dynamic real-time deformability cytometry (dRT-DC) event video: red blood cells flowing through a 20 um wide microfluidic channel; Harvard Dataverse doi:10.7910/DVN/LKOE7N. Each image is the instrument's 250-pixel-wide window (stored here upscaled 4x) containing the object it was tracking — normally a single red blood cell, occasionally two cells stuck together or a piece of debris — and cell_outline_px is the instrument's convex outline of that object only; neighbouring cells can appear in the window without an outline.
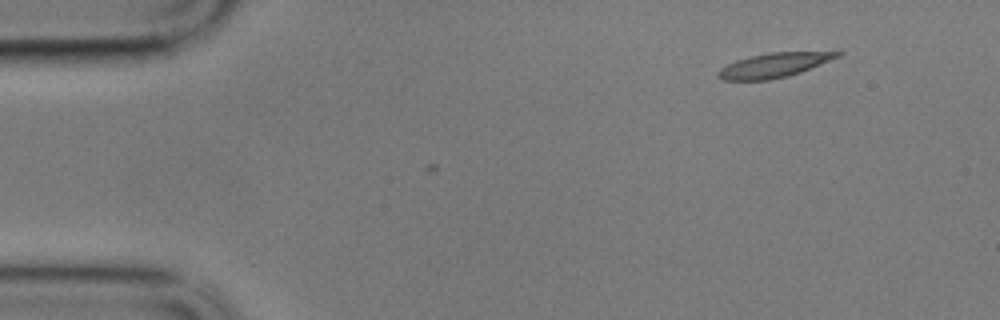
{"species": "common noctule bat (a hibernating species)", "species_latin": "Nyctalus noctula", "temperature_condition": "cold", "stored_images_in_passage": 2, "camera_frame_rate_fps": 3000, "um_per_image_px": 0.085, "animal": {"sex": "male", "body_mass_g": 17.9}, "frame": {"image": 1, "passage_image": 2, "time_ms": 0.333, "image_size_px": [1000, 320], "cell_outline_px": [[844, 52], [840, 56], [800, 72], [788, 76], [768, 80], [720, 80], [716, 76], [716, 72], [720, 68], [736, 60], [748, 56], [768, 52], [840, 48]], "centroid_in_image_um": [65.94, 5.47], "position_along_channel_um": 19.1, "area_um2": 18.03}}